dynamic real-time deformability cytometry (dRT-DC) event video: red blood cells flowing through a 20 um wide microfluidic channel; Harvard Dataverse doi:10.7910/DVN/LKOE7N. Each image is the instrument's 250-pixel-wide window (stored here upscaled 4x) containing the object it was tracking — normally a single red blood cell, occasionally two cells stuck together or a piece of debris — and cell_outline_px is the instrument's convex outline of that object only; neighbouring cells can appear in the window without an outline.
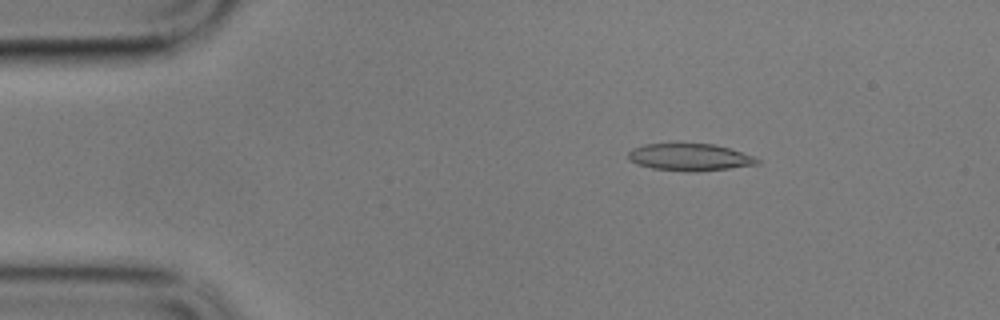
{"species": "common noctule bat (a hibernating species)", "species_latin": "Nyctalus noctula", "temperature_condition": "cold", "stored_images_in_passage": 47, "camera_frame_rate_fps": 3000, "um_per_image_px": 0.085, "animal": {"sex": "male", "body_mass_g": 17.9}, "frame": {"image": 1, "passage_image": 9, "time_ms": 2.667, "image_size_px": [1000, 320], "cell_outline_px": [[760, 164], [728, 168], [652, 168], [636, 164], [628, 160], [628, 152], [632, 148], [644, 144], [716, 144], [752, 156], [760, 160]], "centroid_in_image_um": [58.58, 13.3], "position_along_channel_um": 26.4, "area_um2": 19.13}}
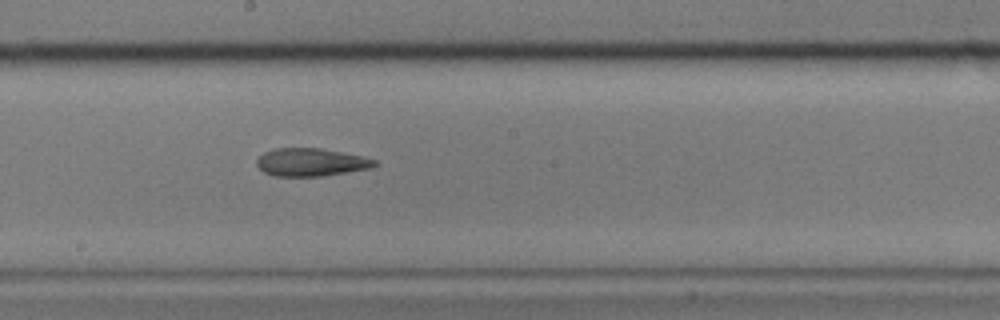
{"frame": {"image": 2, "passage_image": 32, "time_ms": 10.333, "image_size_px": [1000, 320], "cell_outline_px": [[380, 164], [372, 168], [320, 176], [272, 176], [264, 172], [256, 164], [256, 160], [264, 152], [276, 148], [320, 148], [364, 156], [376, 160]], "centroid_in_image_um": [26.46, 13.79], "position_along_channel_um": 221.7, "area_um2": 19.25}}
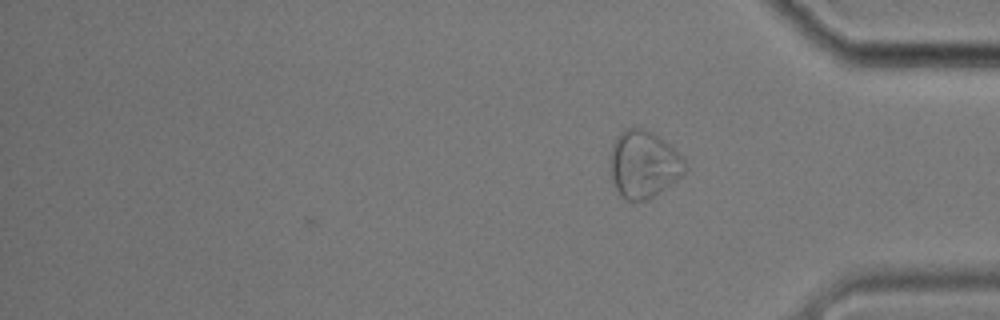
{"frame": {"image": 3, "passage_image": 47, "time_ms": 15.333, "image_size_px": [1000, 320], "cell_outline_px": [[684, 172], [680, 176], [648, 200], [632, 204], [624, 200], [620, 196], [612, 180], [612, 144], [616, 136], [620, 132], [628, 128], [644, 128], [660, 136], [684, 160]], "centroid_in_image_um": [54.67, 13.99], "position_along_channel_um": 380.5, "area_um2": 28.96}, "authors_computed_cell_mechanics": {"area_um2": 19.8254, "velocity_mm_per_s": 3.3661, "shape_relaxation_time_tau1_ms": null, "shape_relaxation_time_tau2_ms": 2.9509, "deformation_change_tau1": null, "deformation_change_tau2": 0.0749}}